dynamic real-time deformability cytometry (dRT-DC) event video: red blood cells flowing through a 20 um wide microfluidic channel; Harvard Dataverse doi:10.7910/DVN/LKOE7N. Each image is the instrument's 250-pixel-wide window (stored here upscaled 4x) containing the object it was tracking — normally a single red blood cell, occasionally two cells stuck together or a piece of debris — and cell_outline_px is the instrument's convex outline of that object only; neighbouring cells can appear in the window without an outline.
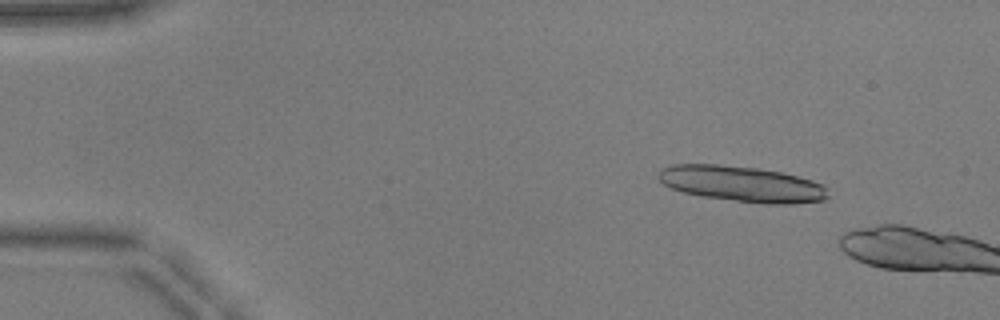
{"species": "common noctule bat (a hibernating species)", "species_latin": "Nyctalus noctula", "temperature_condition": "warm", "stored_images_in_passage": 9, "camera_frame_rate_fps": 3000, "um_per_image_px": 0.085, "animal": {"sex": "male", "body_mass_g": 17.9, "forearm_length_mm": 54.2}, "frame": {"image": 1, "passage_image": 7, "time_ms": 2.0, "image_size_px": [1000, 320], "cell_outline_px": [[828, 196], [824, 200], [792, 204], [764, 204], [700, 196], [684, 192], [672, 188], [664, 184], [656, 176], [660, 168], [672, 164], [716, 164], [760, 168], [780, 172], [812, 180], [824, 184], [828, 188]], "centroid_in_image_um": [63.06, 15.63], "position_along_channel_um": 21.9, "area_um2": 35.55}}